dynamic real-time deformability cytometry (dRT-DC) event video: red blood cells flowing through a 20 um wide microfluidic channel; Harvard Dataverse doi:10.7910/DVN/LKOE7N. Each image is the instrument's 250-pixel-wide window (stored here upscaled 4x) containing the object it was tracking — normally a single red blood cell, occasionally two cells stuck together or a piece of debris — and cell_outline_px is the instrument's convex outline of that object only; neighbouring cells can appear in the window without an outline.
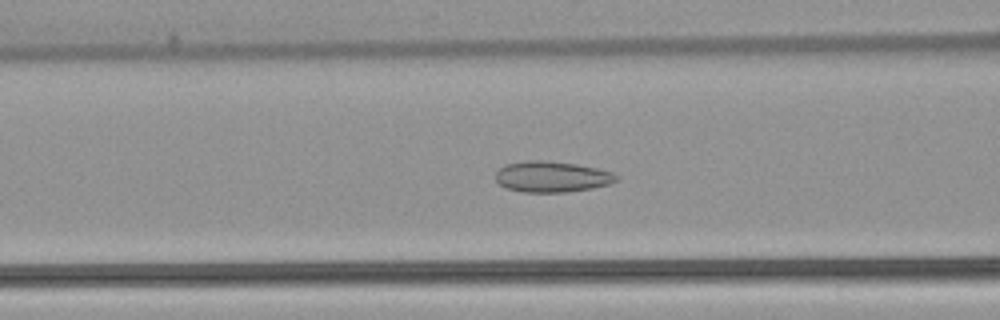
{"species": "common noctule bat (a hibernating species)", "species_latin": "Nyctalus noctula", "temperature_condition": "warm", "stored_images_in_passage": 31, "camera_frame_rate_fps": 3000, "um_per_image_px": 0.085, "animal": {"sex": "female", "body_mass_g": 22.7, "forearm_length_mm": 54.2}, "frame": {"image": 1, "passage_image": 21, "time_ms": 6.667, "image_size_px": [1000, 320], "cell_outline_px": [[616, 180], [612, 184], [592, 188], [568, 192], [524, 192], [504, 188], [496, 180], [496, 172], [504, 164], [524, 160], [544, 160], [576, 164], [596, 168], [612, 172], [616, 176]], "centroid_in_image_um": [46.87, 15.02], "position_along_channel_um": 119.7, "area_um2": 21.85}}
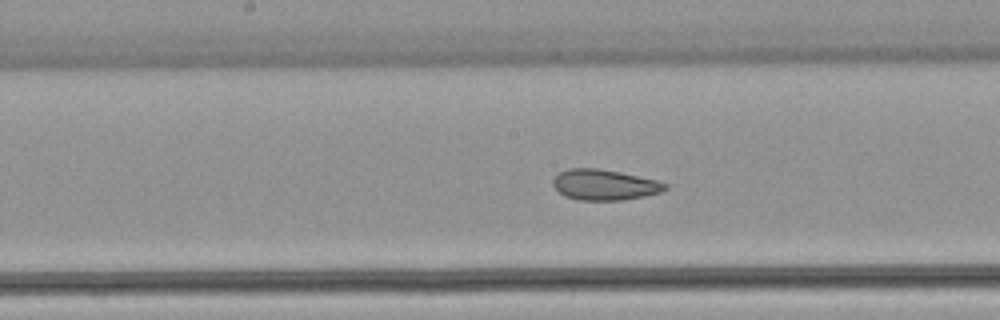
{"frame": {"image": 2, "passage_image": 27, "time_ms": 8.667, "image_size_px": [1000, 320], "cell_outline_px": [[668, 188], [660, 192], [644, 196], [624, 200], [576, 200], [564, 196], [552, 184], [552, 180], [560, 172], [568, 168], [596, 168], [620, 172], [660, 180], [668, 184]], "centroid_in_image_um": [51.4, 15.7], "position_along_channel_um": 196.8, "area_um2": 20.17}}
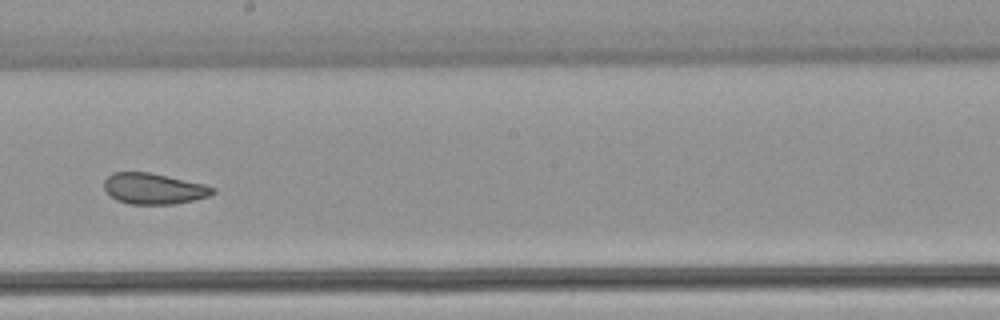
{"frame": {"image": 3, "passage_image": 30, "time_ms": 9.667, "image_size_px": [1000, 320], "cell_outline_px": [[216, 192], [208, 196], [176, 204], [128, 204], [116, 200], [104, 188], [104, 180], [112, 172], [148, 172], [168, 176], [204, 184], [216, 188]], "centroid_in_image_um": [13.07, 16.03], "position_along_channel_um": 235.1, "area_um2": 19.54}}